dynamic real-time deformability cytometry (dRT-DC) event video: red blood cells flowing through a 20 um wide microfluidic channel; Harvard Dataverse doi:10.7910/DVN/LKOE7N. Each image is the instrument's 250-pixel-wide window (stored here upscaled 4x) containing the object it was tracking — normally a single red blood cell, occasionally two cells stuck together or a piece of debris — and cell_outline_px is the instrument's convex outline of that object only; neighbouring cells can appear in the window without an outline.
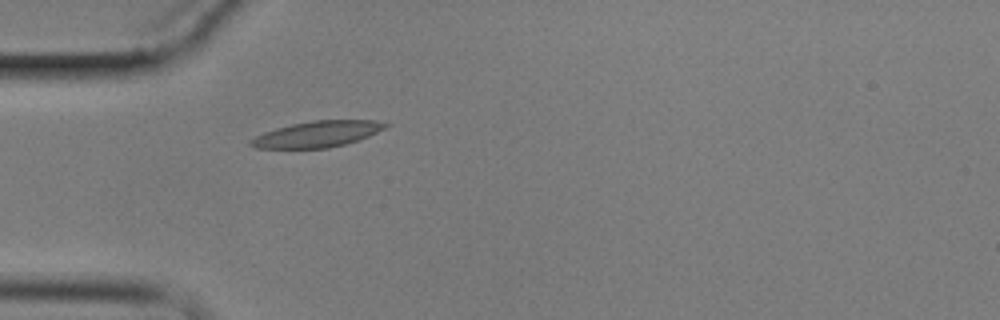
{"species": "common noctule bat (a hibernating species)", "species_latin": "Nyctalus noctula", "temperature_condition": "cold", "stored_images_in_passage": 3, "camera_frame_rate_fps": 3000, "um_per_image_px": 0.085, "animal": {"sex": "male", "body_mass_g": 17.9}, "frame": {"image": 1, "passage_image": 3, "time_ms": 3.333, "image_size_px": [1000, 320], "cell_outline_px": [[392, 124], [368, 136], [344, 144], [328, 148], [256, 148], [248, 144], [248, 140], [264, 132], [276, 128], [292, 124], [312, 120], [376, 120]], "centroid_in_image_um": [26.95, 11.39], "position_along_channel_um": 58.1, "area_um2": 20.35}}